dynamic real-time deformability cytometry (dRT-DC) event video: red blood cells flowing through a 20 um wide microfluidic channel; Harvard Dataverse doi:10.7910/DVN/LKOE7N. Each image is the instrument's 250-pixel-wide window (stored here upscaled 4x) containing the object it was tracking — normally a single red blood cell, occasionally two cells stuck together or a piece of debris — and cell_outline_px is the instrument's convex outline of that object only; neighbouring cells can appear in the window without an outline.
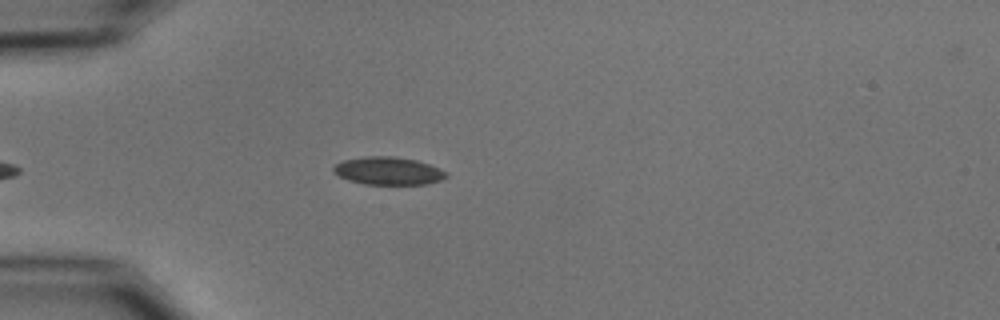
{"species": "common noctule bat (a hibernating species)", "species_latin": "Nyctalus noctula", "temperature_condition": "cold", "stored_images_in_passage": 38, "camera_frame_rate_fps": 3000, "um_per_image_px": 0.085, "animal": {"sex": "male", "body_mass_g": 15.6}, "frame": {"image": 1, "passage_image": 2, "time_ms": 0.333, "image_size_px": [1000, 320], "cell_outline_px": [[448, 176], [440, 180], [428, 184], [364, 184], [348, 180], [340, 176], [332, 168], [336, 164], [344, 160], [364, 156], [392, 156], [416, 160], [440, 168], [448, 172]], "centroid_in_image_um": [33.03, 14.52], "position_along_channel_um": 52.0, "area_um2": 18.21}}
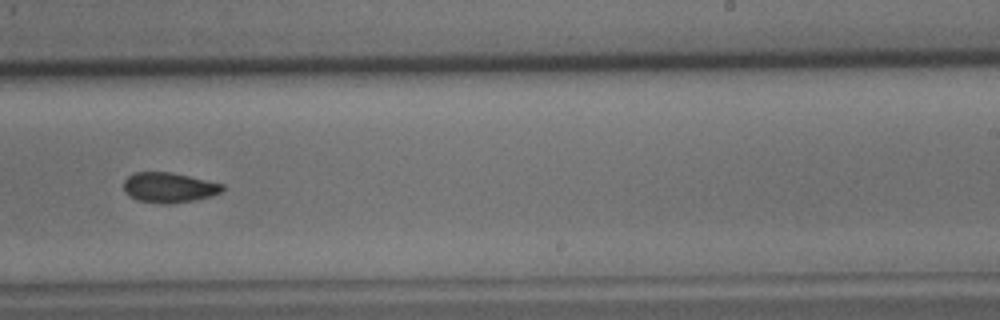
{"frame": {"image": 2, "passage_image": 21, "time_ms": 6.667, "image_size_px": [1000, 320], "cell_outline_px": [[224, 188], [220, 192], [212, 196], [192, 200], [168, 204], [160, 204], [136, 200], [128, 196], [124, 192], [124, 180], [128, 176], [136, 172], [172, 172], [224, 184]], "centroid_in_image_um": [14.33, 15.94], "position_along_channel_um": 274.7, "area_um2": 17.4}}
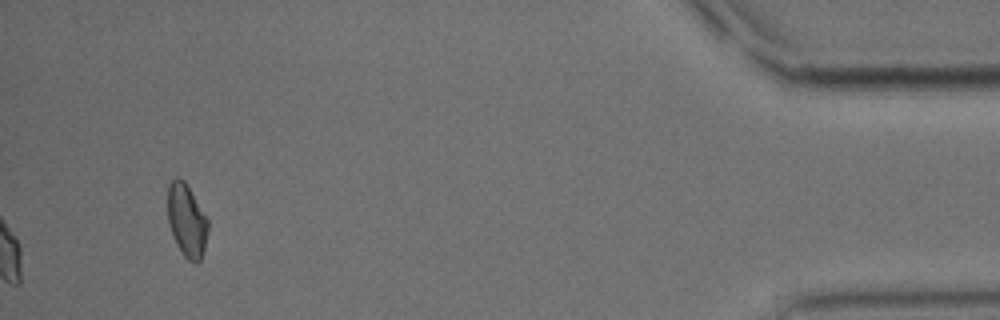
{"frame": {"image": 3, "passage_image": 38, "time_ms": 12.333, "image_size_px": [1000, 320], "cell_outline_px": [[208, 228], [204, 248], [200, 260], [196, 264], [188, 260], [184, 256], [168, 224], [168, 184], [172, 180], [184, 180], [208, 220]], "centroid_in_image_um": [15.87, 18.76], "position_along_channel_um": 419.3, "area_um2": 16.59}, "authors_computed_cell_mechanics": {"area_um2": 18.1781, "velocity_mm_per_s": 3.7094, "shape_relaxation_time_tau1_ms": 8.0284, "shape_relaxation_time_tau2_ms": 4.5576, "deformation_change_tau1": 0.12, "deformation_change_tau2": 0.0944}}